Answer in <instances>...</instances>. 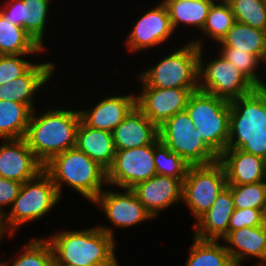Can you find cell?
<instances>
[{"mask_svg": "<svg viewBox=\"0 0 266 266\" xmlns=\"http://www.w3.org/2000/svg\"><path fill=\"white\" fill-rule=\"evenodd\" d=\"M113 233L112 228L99 225L83 230L62 231L46 240L52 247L54 264L119 266Z\"/></svg>", "mask_w": 266, "mask_h": 266, "instance_id": "cell-1", "label": "cell"}, {"mask_svg": "<svg viewBox=\"0 0 266 266\" xmlns=\"http://www.w3.org/2000/svg\"><path fill=\"white\" fill-rule=\"evenodd\" d=\"M229 140L235 148L266 160V87L230 101Z\"/></svg>", "mask_w": 266, "mask_h": 266, "instance_id": "cell-2", "label": "cell"}, {"mask_svg": "<svg viewBox=\"0 0 266 266\" xmlns=\"http://www.w3.org/2000/svg\"><path fill=\"white\" fill-rule=\"evenodd\" d=\"M32 111L25 140L36 158L45 165L54 156L76 146L81 121L79 111L48 109L39 116Z\"/></svg>", "mask_w": 266, "mask_h": 266, "instance_id": "cell-3", "label": "cell"}, {"mask_svg": "<svg viewBox=\"0 0 266 266\" xmlns=\"http://www.w3.org/2000/svg\"><path fill=\"white\" fill-rule=\"evenodd\" d=\"M61 197L62 186L67 184L90 203L107 185V171L76 147L54 156L44 165Z\"/></svg>", "mask_w": 266, "mask_h": 266, "instance_id": "cell-4", "label": "cell"}, {"mask_svg": "<svg viewBox=\"0 0 266 266\" xmlns=\"http://www.w3.org/2000/svg\"><path fill=\"white\" fill-rule=\"evenodd\" d=\"M185 110L201 139L219 156L229 140L230 101L197 90L190 95Z\"/></svg>", "mask_w": 266, "mask_h": 266, "instance_id": "cell-5", "label": "cell"}, {"mask_svg": "<svg viewBox=\"0 0 266 266\" xmlns=\"http://www.w3.org/2000/svg\"><path fill=\"white\" fill-rule=\"evenodd\" d=\"M199 52L192 42L173 51L138 76L142 87L199 89Z\"/></svg>", "mask_w": 266, "mask_h": 266, "instance_id": "cell-6", "label": "cell"}, {"mask_svg": "<svg viewBox=\"0 0 266 266\" xmlns=\"http://www.w3.org/2000/svg\"><path fill=\"white\" fill-rule=\"evenodd\" d=\"M60 198L51 177L43 170L33 179L22 183L11 210L4 214L7 228L15 235L21 225L48 214Z\"/></svg>", "mask_w": 266, "mask_h": 266, "instance_id": "cell-7", "label": "cell"}, {"mask_svg": "<svg viewBox=\"0 0 266 266\" xmlns=\"http://www.w3.org/2000/svg\"><path fill=\"white\" fill-rule=\"evenodd\" d=\"M159 140L189 165H208L219 156L201 139L186 110L176 113L158 127Z\"/></svg>", "mask_w": 266, "mask_h": 266, "instance_id": "cell-8", "label": "cell"}, {"mask_svg": "<svg viewBox=\"0 0 266 266\" xmlns=\"http://www.w3.org/2000/svg\"><path fill=\"white\" fill-rule=\"evenodd\" d=\"M200 48L199 52V90L224 98L228 101L247 95L256 86L231 62L219 54V58L203 62V40L191 41ZM203 80V81H202Z\"/></svg>", "mask_w": 266, "mask_h": 266, "instance_id": "cell-9", "label": "cell"}, {"mask_svg": "<svg viewBox=\"0 0 266 266\" xmlns=\"http://www.w3.org/2000/svg\"><path fill=\"white\" fill-rule=\"evenodd\" d=\"M226 186V173L219 161L190 166L183 180L182 202L197 221L210 209Z\"/></svg>", "mask_w": 266, "mask_h": 266, "instance_id": "cell-10", "label": "cell"}, {"mask_svg": "<svg viewBox=\"0 0 266 266\" xmlns=\"http://www.w3.org/2000/svg\"><path fill=\"white\" fill-rule=\"evenodd\" d=\"M156 174L154 143L142 147L116 150L113 163L107 170V184L118 186L123 190L131 189Z\"/></svg>", "mask_w": 266, "mask_h": 266, "instance_id": "cell-11", "label": "cell"}, {"mask_svg": "<svg viewBox=\"0 0 266 266\" xmlns=\"http://www.w3.org/2000/svg\"><path fill=\"white\" fill-rule=\"evenodd\" d=\"M199 89L142 87L136 106L157 127L184 111L190 95Z\"/></svg>", "mask_w": 266, "mask_h": 266, "instance_id": "cell-12", "label": "cell"}, {"mask_svg": "<svg viewBox=\"0 0 266 266\" xmlns=\"http://www.w3.org/2000/svg\"><path fill=\"white\" fill-rule=\"evenodd\" d=\"M105 191V188L91 202L99 205L108 221L118 228H129L138 223L153 219L131 189Z\"/></svg>", "mask_w": 266, "mask_h": 266, "instance_id": "cell-13", "label": "cell"}, {"mask_svg": "<svg viewBox=\"0 0 266 266\" xmlns=\"http://www.w3.org/2000/svg\"><path fill=\"white\" fill-rule=\"evenodd\" d=\"M166 5L161 1L148 10L129 32L125 43L129 52H140L163 44L173 34Z\"/></svg>", "mask_w": 266, "mask_h": 266, "instance_id": "cell-14", "label": "cell"}, {"mask_svg": "<svg viewBox=\"0 0 266 266\" xmlns=\"http://www.w3.org/2000/svg\"><path fill=\"white\" fill-rule=\"evenodd\" d=\"M0 145V176L24 183L44 170L25 138L3 139Z\"/></svg>", "mask_w": 266, "mask_h": 266, "instance_id": "cell-15", "label": "cell"}, {"mask_svg": "<svg viewBox=\"0 0 266 266\" xmlns=\"http://www.w3.org/2000/svg\"><path fill=\"white\" fill-rule=\"evenodd\" d=\"M184 178L155 175L136 184L131 190L153 218L171 205L182 201Z\"/></svg>", "mask_w": 266, "mask_h": 266, "instance_id": "cell-16", "label": "cell"}, {"mask_svg": "<svg viewBox=\"0 0 266 266\" xmlns=\"http://www.w3.org/2000/svg\"><path fill=\"white\" fill-rule=\"evenodd\" d=\"M52 62L34 63L23 75L0 85V100L26 104L36 110L33 97L47 82L55 70Z\"/></svg>", "mask_w": 266, "mask_h": 266, "instance_id": "cell-17", "label": "cell"}, {"mask_svg": "<svg viewBox=\"0 0 266 266\" xmlns=\"http://www.w3.org/2000/svg\"><path fill=\"white\" fill-rule=\"evenodd\" d=\"M218 161L223 165L227 185L254 184L266 181V160L235 148H226Z\"/></svg>", "mask_w": 266, "mask_h": 266, "instance_id": "cell-18", "label": "cell"}, {"mask_svg": "<svg viewBox=\"0 0 266 266\" xmlns=\"http://www.w3.org/2000/svg\"><path fill=\"white\" fill-rule=\"evenodd\" d=\"M116 150L153 144L158 138V127L135 105L112 131Z\"/></svg>", "mask_w": 266, "mask_h": 266, "instance_id": "cell-19", "label": "cell"}, {"mask_svg": "<svg viewBox=\"0 0 266 266\" xmlns=\"http://www.w3.org/2000/svg\"><path fill=\"white\" fill-rule=\"evenodd\" d=\"M222 240L234 265L241 266L247 257H255L259 259L255 265L266 266V223L232 230Z\"/></svg>", "mask_w": 266, "mask_h": 266, "instance_id": "cell-20", "label": "cell"}, {"mask_svg": "<svg viewBox=\"0 0 266 266\" xmlns=\"http://www.w3.org/2000/svg\"><path fill=\"white\" fill-rule=\"evenodd\" d=\"M136 105L134 95H114L103 98L90 110H79L81 120L88 126L112 132Z\"/></svg>", "mask_w": 266, "mask_h": 266, "instance_id": "cell-21", "label": "cell"}, {"mask_svg": "<svg viewBox=\"0 0 266 266\" xmlns=\"http://www.w3.org/2000/svg\"><path fill=\"white\" fill-rule=\"evenodd\" d=\"M234 211L231 190L226 186L210 209L194 223V237L203 240H220L228 234Z\"/></svg>", "mask_w": 266, "mask_h": 266, "instance_id": "cell-22", "label": "cell"}, {"mask_svg": "<svg viewBox=\"0 0 266 266\" xmlns=\"http://www.w3.org/2000/svg\"><path fill=\"white\" fill-rule=\"evenodd\" d=\"M106 171L111 167L116 149L112 132L95 129L79 122L76 132V146Z\"/></svg>", "mask_w": 266, "mask_h": 266, "instance_id": "cell-23", "label": "cell"}, {"mask_svg": "<svg viewBox=\"0 0 266 266\" xmlns=\"http://www.w3.org/2000/svg\"><path fill=\"white\" fill-rule=\"evenodd\" d=\"M221 47H232L248 51L261 62H265L266 31L235 21L228 33L218 42Z\"/></svg>", "mask_w": 266, "mask_h": 266, "instance_id": "cell-24", "label": "cell"}, {"mask_svg": "<svg viewBox=\"0 0 266 266\" xmlns=\"http://www.w3.org/2000/svg\"><path fill=\"white\" fill-rule=\"evenodd\" d=\"M216 0H163L174 31L180 24L191 25L202 31L209 10Z\"/></svg>", "mask_w": 266, "mask_h": 266, "instance_id": "cell-25", "label": "cell"}, {"mask_svg": "<svg viewBox=\"0 0 266 266\" xmlns=\"http://www.w3.org/2000/svg\"><path fill=\"white\" fill-rule=\"evenodd\" d=\"M32 110L18 102L0 100V138H24Z\"/></svg>", "mask_w": 266, "mask_h": 266, "instance_id": "cell-26", "label": "cell"}, {"mask_svg": "<svg viewBox=\"0 0 266 266\" xmlns=\"http://www.w3.org/2000/svg\"><path fill=\"white\" fill-rule=\"evenodd\" d=\"M43 50L23 27L11 24L0 14V55L34 54Z\"/></svg>", "mask_w": 266, "mask_h": 266, "instance_id": "cell-27", "label": "cell"}, {"mask_svg": "<svg viewBox=\"0 0 266 266\" xmlns=\"http://www.w3.org/2000/svg\"><path fill=\"white\" fill-rule=\"evenodd\" d=\"M185 266H234L228 251L218 240L194 237Z\"/></svg>", "mask_w": 266, "mask_h": 266, "instance_id": "cell-28", "label": "cell"}, {"mask_svg": "<svg viewBox=\"0 0 266 266\" xmlns=\"http://www.w3.org/2000/svg\"><path fill=\"white\" fill-rule=\"evenodd\" d=\"M216 0L208 13L205 25L201 32L210 39L220 42L221 39L232 28L235 17L229 3L226 0Z\"/></svg>", "mask_w": 266, "mask_h": 266, "instance_id": "cell-29", "label": "cell"}, {"mask_svg": "<svg viewBox=\"0 0 266 266\" xmlns=\"http://www.w3.org/2000/svg\"><path fill=\"white\" fill-rule=\"evenodd\" d=\"M11 261V266H53L52 247L44 238L30 239L26 242L24 252ZM1 266H9V261H2Z\"/></svg>", "mask_w": 266, "mask_h": 266, "instance_id": "cell-30", "label": "cell"}, {"mask_svg": "<svg viewBox=\"0 0 266 266\" xmlns=\"http://www.w3.org/2000/svg\"><path fill=\"white\" fill-rule=\"evenodd\" d=\"M154 164L157 175L174 178H185L191 166L162 143L159 138L154 142Z\"/></svg>", "mask_w": 266, "mask_h": 266, "instance_id": "cell-31", "label": "cell"}, {"mask_svg": "<svg viewBox=\"0 0 266 266\" xmlns=\"http://www.w3.org/2000/svg\"><path fill=\"white\" fill-rule=\"evenodd\" d=\"M234 14L235 21L266 31L265 0H226Z\"/></svg>", "mask_w": 266, "mask_h": 266, "instance_id": "cell-32", "label": "cell"}, {"mask_svg": "<svg viewBox=\"0 0 266 266\" xmlns=\"http://www.w3.org/2000/svg\"><path fill=\"white\" fill-rule=\"evenodd\" d=\"M28 6L30 13L24 23L25 31L34 39V41L45 50L43 45L44 31L47 21V13L51 0H23Z\"/></svg>", "mask_w": 266, "mask_h": 266, "instance_id": "cell-33", "label": "cell"}, {"mask_svg": "<svg viewBox=\"0 0 266 266\" xmlns=\"http://www.w3.org/2000/svg\"><path fill=\"white\" fill-rule=\"evenodd\" d=\"M220 54L239 69L256 87H266V83L255 73L261 63L255 55L232 47H221Z\"/></svg>", "mask_w": 266, "mask_h": 266, "instance_id": "cell-34", "label": "cell"}, {"mask_svg": "<svg viewBox=\"0 0 266 266\" xmlns=\"http://www.w3.org/2000/svg\"><path fill=\"white\" fill-rule=\"evenodd\" d=\"M231 190L234 209H263L265 181L254 184L227 185Z\"/></svg>", "mask_w": 266, "mask_h": 266, "instance_id": "cell-35", "label": "cell"}, {"mask_svg": "<svg viewBox=\"0 0 266 266\" xmlns=\"http://www.w3.org/2000/svg\"><path fill=\"white\" fill-rule=\"evenodd\" d=\"M27 55L31 54L0 55V85L20 77L34 64L22 59Z\"/></svg>", "mask_w": 266, "mask_h": 266, "instance_id": "cell-36", "label": "cell"}, {"mask_svg": "<svg viewBox=\"0 0 266 266\" xmlns=\"http://www.w3.org/2000/svg\"><path fill=\"white\" fill-rule=\"evenodd\" d=\"M265 223L262 210L254 208L234 209L230 218L228 233L244 227L262 226Z\"/></svg>", "mask_w": 266, "mask_h": 266, "instance_id": "cell-37", "label": "cell"}, {"mask_svg": "<svg viewBox=\"0 0 266 266\" xmlns=\"http://www.w3.org/2000/svg\"><path fill=\"white\" fill-rule=\"evenodd\" d=\"M29 13L28 6L23 0H8L6 5H2V8L0 9V14L7 21L23 28Z\"/></svg>", "mask_w": 266, "mask_h": 266, "instance_id": "cell-38", "label": "cell"}, {"mask_svg": "<svg viewBox=\"0 0 266 266\" xmlns=\"http://www.w3.org/2000/svg\"><path fill=\"white\" fill-rule=\"evenodd\" d=\"M22 183L0 176V212L5 214L4 207H11L18 196Z\"/></svg>", "mask_w": 266, "mask_h": 266, "instance_id": "cell-39", "label": "cell"}, {"mask_svg": "<svg viewBox=\"0 0 266 266\" xmlns=\"http://www.w3.org/2000/svg\"><path fill=\"white\" fill-rule=\"evenodd\" d=\"M4 233H7L11 238L14 236L6 226L4 214L0 212V244L1 238L3 239V236H5Z\"/></svg>", "mask_w": 266, "mask_h": 266, "instance_id": "cell-40", "label": "cell"}, {"mask_svg": "<svg viewBox=\"0 0 266 266\" xmlns=\"http://www.w3.org/2000/svg\"><path fill=\"white\" fill-rule=\"evenodd\" d=\"M262 212H263V217L266 222V181H265V195H264V204H263Z\"/></svg>", "mask_w": 266, "mask_h": 266, "instance_id": "cell-41", "label": "cell"}, {"mask_svg": "<svg viewBox=\"0 0 266 266\" xmlns=\"http://www.w3.org/2000/svg\"><path fill=\"white\" fill-rule=\"evenodd\" d=\"M53 266H72V265H69V264H53Z\"/></svg>", "mask_w": 266, "mask_h": 266, "instance_id": "cell-42", "label": "cell"}]
</instances>
